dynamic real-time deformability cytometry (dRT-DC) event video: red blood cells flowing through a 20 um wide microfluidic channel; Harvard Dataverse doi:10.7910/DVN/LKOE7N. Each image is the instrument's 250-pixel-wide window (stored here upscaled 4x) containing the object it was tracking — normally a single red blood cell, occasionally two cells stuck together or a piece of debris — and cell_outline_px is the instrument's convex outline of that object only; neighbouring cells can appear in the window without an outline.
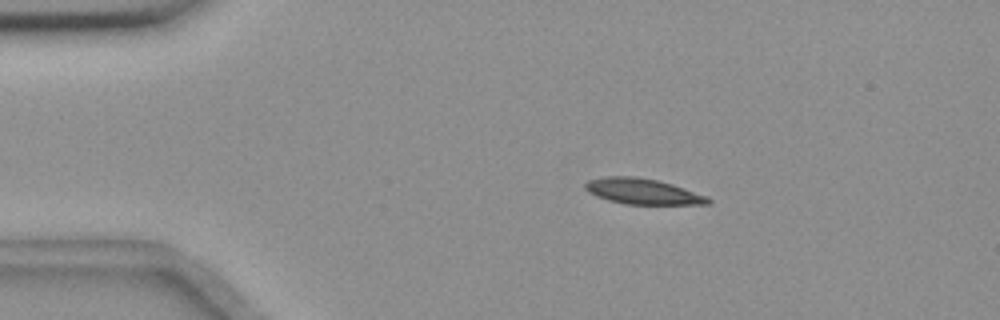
{"species": "common noctule bat (a hibernating species)", "species_latin": "Nyctalus noctula", "temperature_condition": "room temperature", "stored_images_in_passage": 5, "camera_frame_rate_fps": 3000, "um_per_image_px": 0.085, "animal": {"sex": "female", "body_mass_g": 18.4}, "frame": {"image": 1, "passage_image": 2, "time_ms": 1.333, "image_size_px": [1000, 320], "cell_outline_px": [[712, 204], [624, 204], [608, 200], [596, 196], [588, 192], [584, 188], [584, 184], [588, 180], [604, 176], [632, 176], [656, 180], [672, 184], [708, 196], [712, 200]], "centroid_in_image_um": [54.62, 16.27], "position_along_channel_um": 30.4, "area_um2": 18.44}}